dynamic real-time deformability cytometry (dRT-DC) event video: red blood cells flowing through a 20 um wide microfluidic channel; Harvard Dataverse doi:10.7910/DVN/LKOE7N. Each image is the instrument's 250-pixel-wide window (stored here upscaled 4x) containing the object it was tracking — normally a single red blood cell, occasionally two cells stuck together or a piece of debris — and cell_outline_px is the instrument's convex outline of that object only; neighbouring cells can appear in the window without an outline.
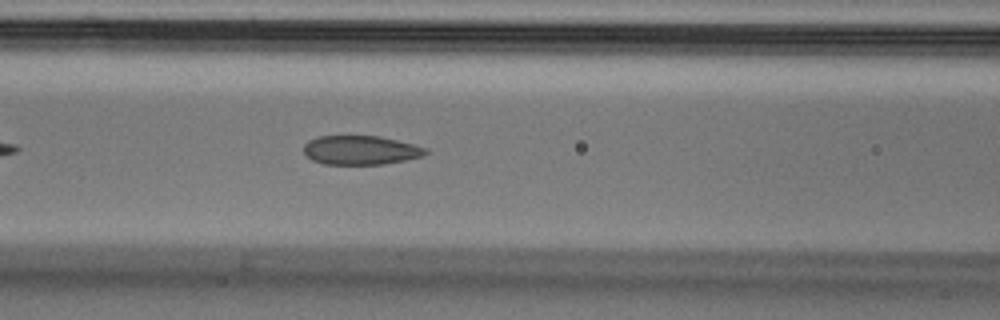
{"species": "Egyptian fruit bat (a non-hibernating species)", "species_latin": "Rousettus aegyptiacus", "temperature_condition": "cold", "stored_images_in_passage": 36, "camera_frame_rate_fps": 3000, "um_per_image_px": 0.085, "animal": {"sex": "male"}, "frame": {"image": 1, "passage_image": 10, "time_ms": 3.0, "image_size_px": [1000, 320], "cell_outline_px": [[428, 152], [420, 156], [404, 160], [384, 164], [324, 164], [312, 160], [304, 152], [304, 144], [308, 140], [320, 136], [380, 136], [428, 148]], "centroid_in_image_um": [30.63, 12.76], "position_along_channel_um": 136.0, "area_um2": 20.46}}
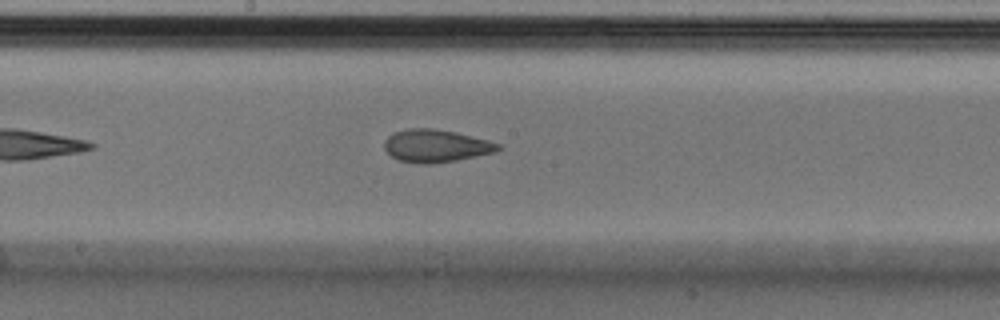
{"frame": {"image": 2, "passage_image": 16, "time_ms": 5.0, "image_size_px": [1000, 320], "cell_outline_px": [[504, 148], [496, 152], [456, 160], [432, 164], [420, 164], [396, 160], [384, 148], [384, 140], [392, 132], [408, 128], [432, 128], [452, 132], [488, 140], [504, 144]], "centroid_in_image_um": [37.06, 12.4], "position_along_channel_um": 211.1, "area_um2": 21.85}}
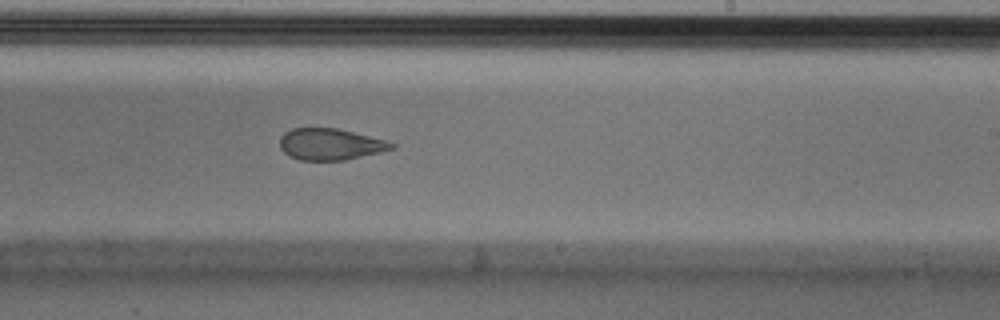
{"frame": {"image": 3, "passage_image": 20, "time_ms": 6.333, "image_size_px": [1000, 320], "cell_outline_px": [[396, 148], [380, 152], [344, 160], [300, 160], [284, 152], [280, 148], [280, 136], [284, 132], [292, 128], [336, 128], [384, 140], [396, 144]], "centroid_in_image_um": [28.06, 12.26], "position_along_channel_um": 260.9, "area_um2": 20.29}, "authors_computed_cell_mechanics": {"area_um2": 21.8773, "velocity_mm_per_s": 3.749, "shape_relaxation_time_tau1_ms": 7.8662, "shape_relaxation_time_tau2_ms": 1.6545, "deformation_change_tau1": 0.1489, "deformation_change_tau2": 0.0828}}